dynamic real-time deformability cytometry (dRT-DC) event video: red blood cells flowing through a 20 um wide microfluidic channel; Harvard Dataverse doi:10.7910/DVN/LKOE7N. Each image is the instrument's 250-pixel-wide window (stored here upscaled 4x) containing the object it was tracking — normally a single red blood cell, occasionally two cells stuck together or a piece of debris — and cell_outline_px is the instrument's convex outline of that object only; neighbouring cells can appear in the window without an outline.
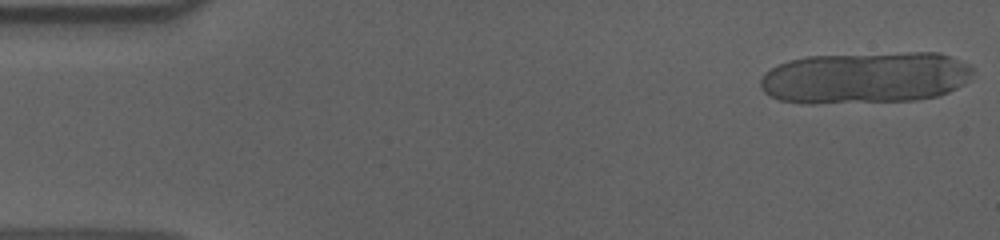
{"species": "human", "species_latin": "Homo sapiens", "temperature_condition": "cold", "stored_images_in_passage": 18, "camera_frame_rate_fps": 3000, "um_per_image_px": 0.085, "donor": {"sex": "male"}, "frame": {"image": 1, "passage_image": 1, "time_ms": 0.0, "image_size_px": [1000, 240], "cell_outline_px": [[976, 72], [964, 84], [940, 96], [916, 100], [816, 104], [808, 104], [780, 100], [768, 96], [760, 88], [760, 80], [764, 72], [776, 64], [788, 60], [808, 56], [908, 52], [940, 52], [972, 64], [976, 68]], "centroid_in_image_um": [73.57, 6.6], "position_along_channel_um": 11.4, "area_um2": 65.31}}